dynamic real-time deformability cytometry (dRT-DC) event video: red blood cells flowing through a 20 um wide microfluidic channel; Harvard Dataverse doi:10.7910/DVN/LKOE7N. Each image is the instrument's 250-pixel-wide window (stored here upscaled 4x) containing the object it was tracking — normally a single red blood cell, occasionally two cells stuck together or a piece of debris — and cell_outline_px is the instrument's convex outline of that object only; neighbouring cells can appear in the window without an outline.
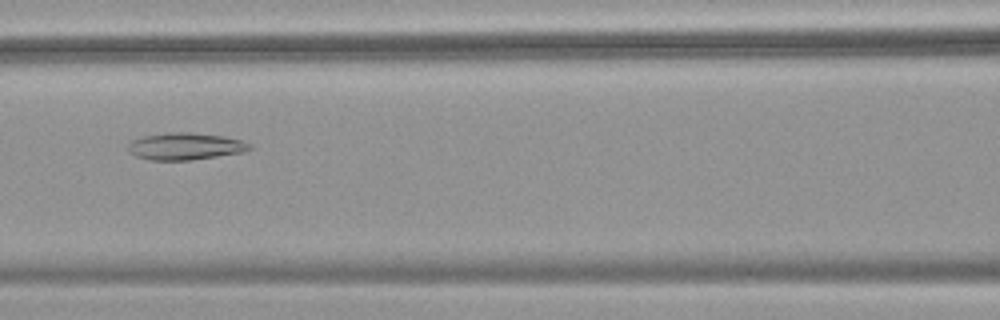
{"species": "common noctule bat (a hibernating species)", "species_latin": "Nyctalus noctula", "temperature_condition": "warm", "stored_images_in_passage": 38, "camera_frame_rate_fps": 3000, "um_per_image_px": 0.085, "animal": {"sex": "female", "body_mass_g": 18.4}, "frame": {"image": 1, "passage_image": 8, "time_ms": 2.333, "image_size_px": [1000, 320], "cell_outline_px": [[256, 148], [244, 152], [192, 160], [148, 160], [136, 156], [128, 152], [128, 144], [132, 140], [140, 136], [168, 132], [192, 132], [224, 136], [244, 140], [252, 144]], "centroid_in_image_um": [15.79, 12.43], "position_along_channel_um": 150.8, "area_um2": 19.65}}
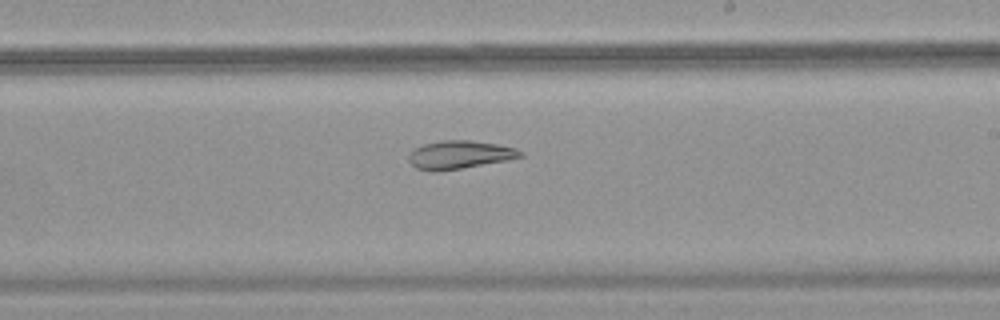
{"frame": {"image": 2, "passage_image": 16, "time_ms": 5.0, "image_size_px": [1000, 320], "cell_outline_px": [[524, 156], [508, 160], [436, 172], [428, 172], [416, 168], [408, 160], [408, 156], [412, 148], [424, 144], [444, 140], [472, 140], [496, 144], [516, 148], [524, 152]], "centroid_in_image_um": [39.04, 13.15], "position_along_channel_um": 250.0, "area_um2": 18.5}}
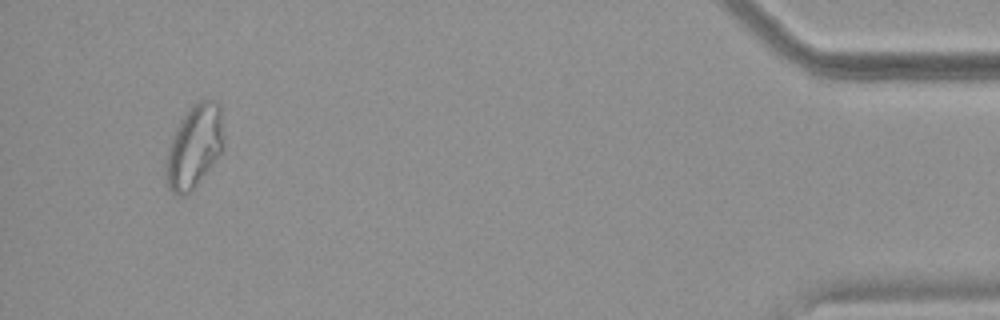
{"frame": {"image": 3, "passage_image": 35, "time_ms": 11.333, "image_size_px": [1000, 320], "cell_outline_px": [[224, 144], [220, 156], [192, 192], [180, 196], [172, 192], [168, 188], [164, 180], [164, 164], [168, 148], [172, 136], [180, 120], [192, 104], [200, 100], [216, 100], [220, 104], [224, 140]], "centroid_in_image_um": [16.5, 12.49], "position_along_channel_um": 418.7, "area_um2": 28.73}, "authors_computed_cell_mechanics": {"area_um2": 19.9988, "velocity_mm_per_s": 3.7338, "shape_relaxation_time_tau1_ms": null, "shape_relaxation_time_tau2_ms": 4.211, "deformation_change_tau1": null, "deformation_change_tau2": 0.0996}}